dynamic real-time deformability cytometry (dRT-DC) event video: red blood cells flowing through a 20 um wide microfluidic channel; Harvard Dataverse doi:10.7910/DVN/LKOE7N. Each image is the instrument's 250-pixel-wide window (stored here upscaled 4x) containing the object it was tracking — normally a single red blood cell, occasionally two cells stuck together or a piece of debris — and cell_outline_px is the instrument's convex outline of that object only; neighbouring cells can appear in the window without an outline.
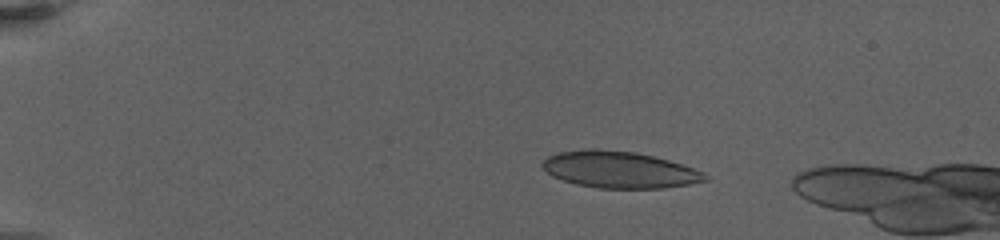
{"species": "human", "species_latin": "Homo sapiens", "temperature_condition": "warm", "stored_images_in_passage": 25, "camera_frame_rate_fps": 3000, "um_per_image_px": 0.085, "donor": {"sex": "female"}, "frame": {"image": 1, "passage_image": 6, "time_ms": 1.0, "image_size_px": [1000, 240], "cell_outline_px": [[708, 180], [688, 184], [664, 188], [600, 188], [576, 184], [552, 176], [540, 164], [548, 156], [560, 152], [588, 148], [596, 148], [636, 152], [668, 160], [704, 172], [708, 176]], "centroid_in_image_um": [52.64, 14.41], "position_along_channel_um": 32.4, "area_um2": 34.56}}